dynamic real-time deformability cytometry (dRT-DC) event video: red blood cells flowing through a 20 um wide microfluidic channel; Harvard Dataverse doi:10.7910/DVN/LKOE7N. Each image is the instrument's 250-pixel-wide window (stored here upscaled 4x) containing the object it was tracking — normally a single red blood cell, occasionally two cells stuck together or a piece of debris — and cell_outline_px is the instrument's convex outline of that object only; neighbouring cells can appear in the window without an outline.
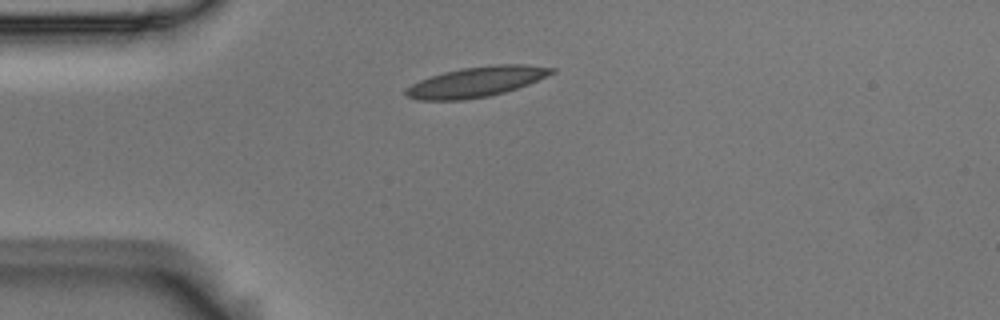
{"species": "Egyptian fruit bat (a non-hibernating species)", "species_latin": "Rousettus aegyptiacus", "temperature_condition": "room temperature", "stored_images_in_passage": 12, "camera_frame_rate_fps": 3000, "um_per_image_px": 0.085, "animal": {"sex": "male"}, "frame": {"image": 1, "passage_image": 1, "time_ms": 0.0, "image_size_px": [1000, 320], "cell_outline_px": [[556, 72], [528, 84], [504, 92], [488, 96], [464, 100], [416, 100], [404, 96], [404, 88], [420, 80], [444, 72], [460, 68], [496, 64], [524, 64], [556, 68]], "centroid_in_image_um": [40.46, 6.96], "position_along_channel_um": 44.5, "area_um2": 25.72}}
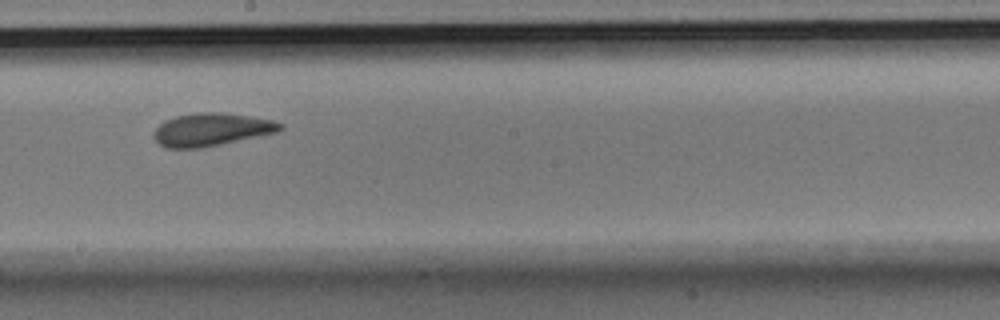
{"frame": {"image": 2, "passage_image": 6, "time_ms": 1.667, "image_size_px": [1000, 320], "cell_outline_px": [[284, 128], [276, 132], [220, 144], [200, 148], [168, 148], [160, 144], [152, 136], [156, 128], [164, 120], [176, 116], [196, 112], [224, 112], [272, 120], [284, 124]], "centroid_in_image_um": [17.95, 11.0], "position_along_channel_um": 230.2, "area_um2": 24.04}}
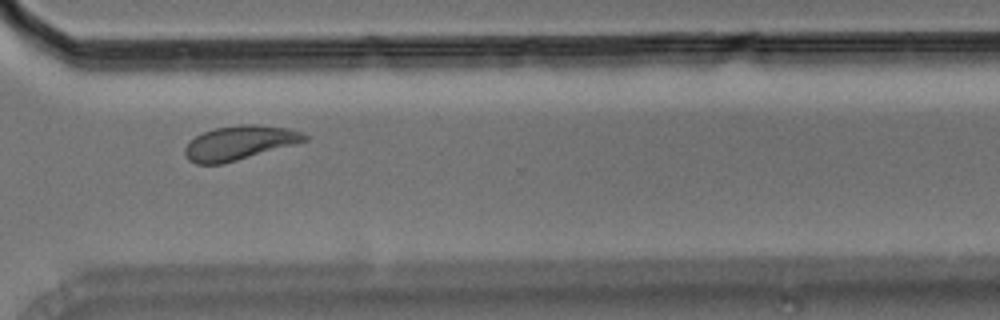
{"frame": {"image": 3, "passage_image": 9, "time_ms": 2.667, "image_size_px": [1000, 320], "cell_outline_px": [[308, 140], [224, 164], [196, 164], [188, 160], [184, 152], [184, 148], [196, 136], [204, 132], [216, 128], [240, 124], [256, 124], [288, 128], [304, 132], [308, 136]], "centroid_in_image_um": [20.36, 12.14], "position_along_channel_um": 350.2, "area_um2": 23.76}}